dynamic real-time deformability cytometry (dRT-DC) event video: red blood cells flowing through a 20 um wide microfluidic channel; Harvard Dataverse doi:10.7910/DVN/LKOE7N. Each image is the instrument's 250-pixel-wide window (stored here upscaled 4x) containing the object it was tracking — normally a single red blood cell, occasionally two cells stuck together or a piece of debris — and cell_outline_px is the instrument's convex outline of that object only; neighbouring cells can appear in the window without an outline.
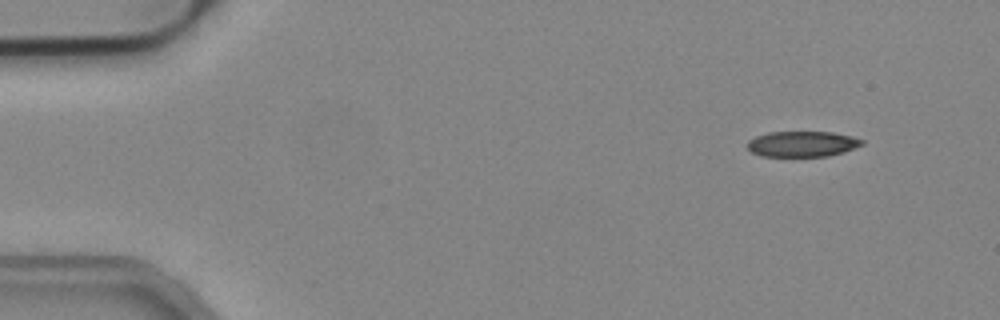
{"species": "common noctule bat (a hibernating species)", "species_latin": "Nyctalus noctula", "temperature_condition": "cold", "stored_images_in_passage": 48, "camera_frame_rate_fps": 3000, "um_per_image_px": 0.085, "animal": {"sex": "male", "body_mass_g": 19.2, "forearm_length_mm": 51.8}, "frame": {"image": 1, "passage_image": 1, "time_ms": 0.0, "image_size_px": [1000, 320], "cell_outline_px": [[864, 144], [844, 152], [828, 156], [760, 156], [752, 152], [748, 148], [748, 140], [756, 136], [768, 132], [832, 132], [852, 136], [864, 140]], "centroid_in_image_um": [68.21, 12.23], "position_along_channel_um": 16.8, "area_um2": 17.11}}
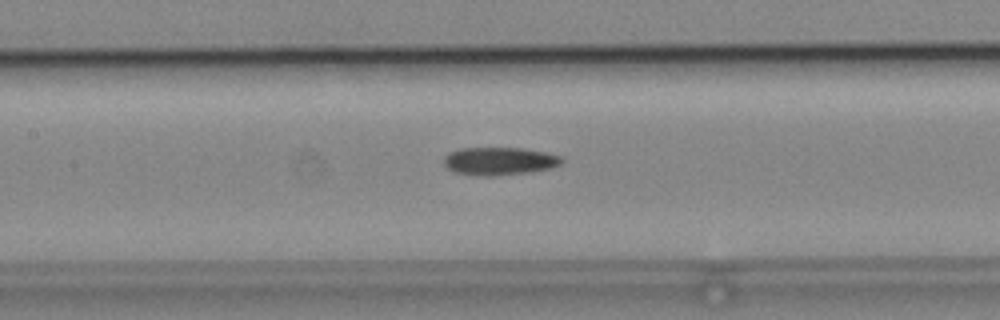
{"frame": {"image": 2, "passage_image": 20, "time_ms": 6.333, "image_size_px": [1000, 320], "cell_outline_px": [[564, 160], [560, 164], [552, 168], [532, 172], [492, 176], [488, 176], [456, 172], [448, 168], [444, 164], [444, 156], [448, 152], [460, 148], [524, 148], [548, 152], [564, 156]], "centroid_in_image_um": [42.52, 13.68], "position_along_channel_um": 164.9, "area_um2": 19.36}}
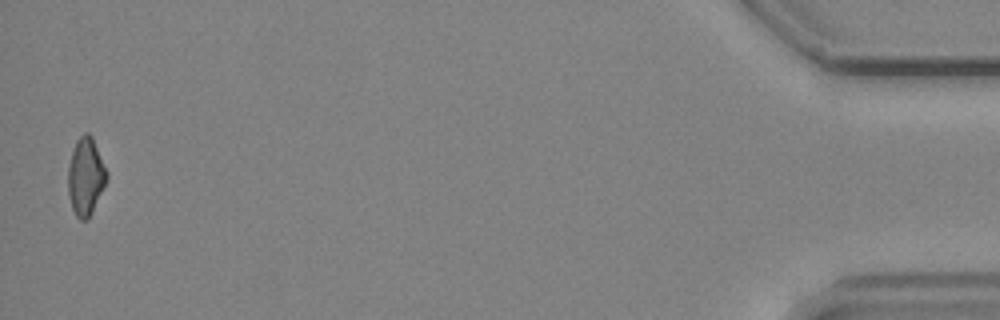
{"frame": {"image": 3, "passage_image": 47, "time_ms": 15.333, "image_size_px": [1000, 320], "cell_outline_px": [[108, 180], [88, 220], [80, 220], [76, 216], [72, 208], [68, 196], [68, 168], [72, 152], [76, 140], [84, 132], [88, 132], [92, 136], [108, 172]], "centroid_in_image_um": [7.29, 15.01], "position_along_channel_um": 427.9, "area_um2": 17.69}}